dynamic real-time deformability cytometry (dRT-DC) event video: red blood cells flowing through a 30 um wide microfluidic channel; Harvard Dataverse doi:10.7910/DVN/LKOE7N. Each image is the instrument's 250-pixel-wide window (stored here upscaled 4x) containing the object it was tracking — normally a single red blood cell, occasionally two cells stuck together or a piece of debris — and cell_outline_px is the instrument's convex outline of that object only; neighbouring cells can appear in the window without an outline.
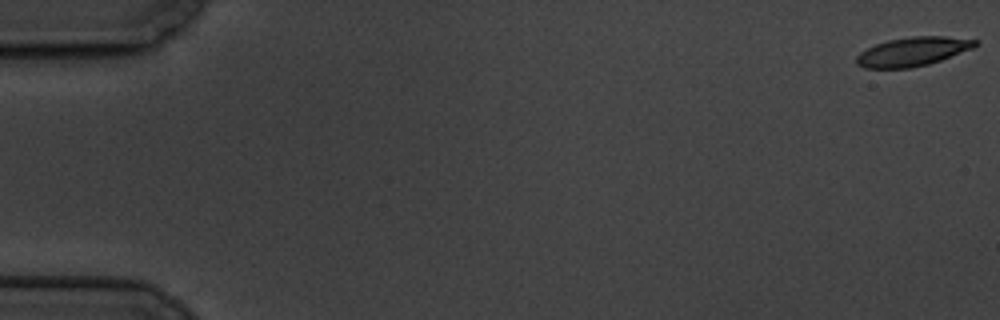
{"species": "common noctule bat (a hibernating species)", "species_latin": "Nyctalus noctula", "temperature_condition": "cold", "stored_images_in_passage": 6, "camera_frame_rate_fps": 3000, "um_per_image_px": 0.085, "animal": {"sex": "male", "body_mass_g": 19.5, "forearm_length_mm": 54.6}, "frame": {"image": 1, "passage_image": 1, "time_ms": 0.0, "image_size_px": [1000, 320], "cell_outline_px": [[980, 44], [972, 48], [940, 60], [928, 64], [912, 68], [864, 68], [856, 64], [856, 56], [860, 52], [876, 44], [888, 40], [912, 36], [944, 36], [980, 40]], "centroid_in_image_um": [77.59, 4.38], "position_along_channel_um": 7.4, "area_um2": 20.0}}
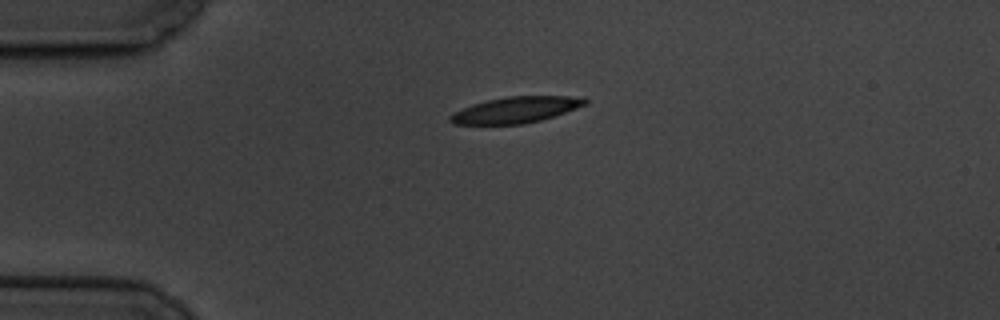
{"frame": {"image": 2, "passage_image": 5, "time_ms": 4.667, "image_size_px": [1000, 320], "cell_outline_px": [[588, 104], [540, 120], [524, 124], [452, 124], [448, 120], [448, 116], [452, 112], [472, 104], [488, 100], [508, 96], [584, 96], [588, 100]], "centroid_in_image_um": [43.83, 9.33], "position_along_channel_um": 41.2, "area_um2": 20.58}}